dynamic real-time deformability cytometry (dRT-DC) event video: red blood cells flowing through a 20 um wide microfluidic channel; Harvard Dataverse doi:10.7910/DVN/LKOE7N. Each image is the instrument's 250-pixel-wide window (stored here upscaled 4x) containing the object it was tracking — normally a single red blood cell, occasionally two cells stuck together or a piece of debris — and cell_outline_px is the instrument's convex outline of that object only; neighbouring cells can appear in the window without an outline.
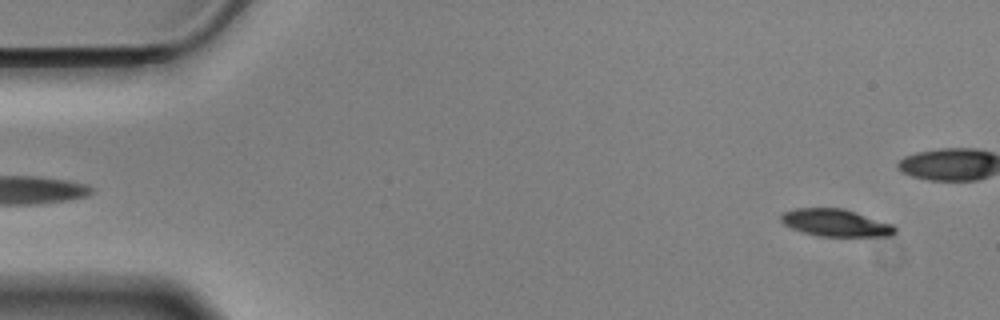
{"species": "Egyptian fruit bat (a non-hibernating species)", "species_latin": "Rousettus aegyptiacus", "temperature_condition": "cold", "stored_images_in_passage": 57, "camera_frame_rate_fps": 3000, "um_per_image_px": 0.085, "animal": {"sex": "male"}, "frame": {"image": 1, "passage_image": 3, "time_ms": 0.667, "image_size_px": [1000, 320], "cell_outline_px": [[896, 232], [892, 236], [816, 236], [792, 228], [784, 224], [780, 220], [780, 216], [784, 212], [796, 208], [844, 208], [892, 224], [896, 228]], "centroid_in_image_um": [71.04, 18.94], "position_along_channel_um": 14.0, "area_um2": 18.09}}
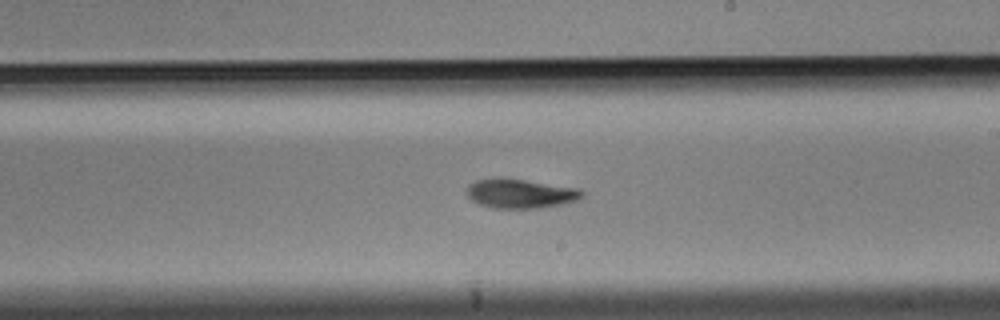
{"frame": {"image": 2, "passage_image": 32, "time_ms": 10.333, "image_size_px": [1000, 320], "cell_outline_px": [[584, 196], [576, 200], [560, 204], [540, 208], [492, 208], [480, 204], [472, 200], [468, 196], [468, 184], [476, 180], [500, 176], [504, 176], [580, 188], [584, 192]], "centroid_in_image_um": [44.24, 16.42], "position_along_channel_um": 244.8, "area_um2": 20.06}}
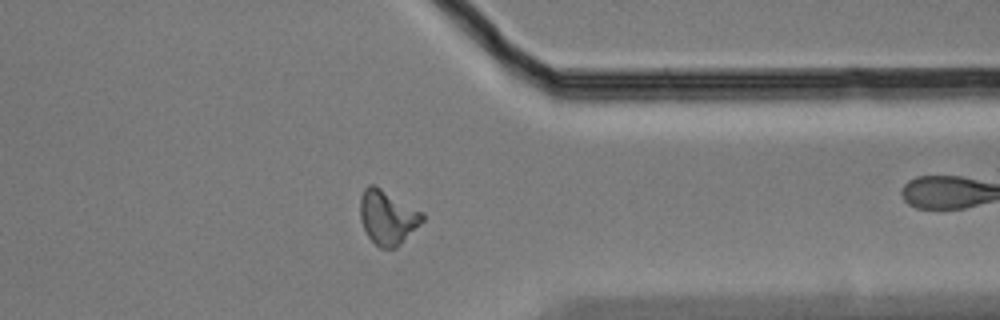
{"frame": {"image": 3, "passage_image": 44, "time_ms": 14.333, "image_size_px": [1000, 320], "cell_outline_px": [[424, 220], [396, 248], [380, 248], [368, 236], [360, 220], [360, 196], [364, 188], [368, 184], [372, 184], [380, 188], [424, 212]], "centroid_in_image_um": [32.93, 18.46], "position_along_channel_um": 378.5, "area_um2": 19.59}, "authors_computed_cell_mechanics": {"area_um2": 19.074, "velocity_mm_per_s": 3.5036, "shape_relaxation_time_tau1_ms": 3.3488, "shape_relaxation_time_tau2_ms": null, "deformation_change_tau1": 0.127, "deformation_change_tau2": null}}